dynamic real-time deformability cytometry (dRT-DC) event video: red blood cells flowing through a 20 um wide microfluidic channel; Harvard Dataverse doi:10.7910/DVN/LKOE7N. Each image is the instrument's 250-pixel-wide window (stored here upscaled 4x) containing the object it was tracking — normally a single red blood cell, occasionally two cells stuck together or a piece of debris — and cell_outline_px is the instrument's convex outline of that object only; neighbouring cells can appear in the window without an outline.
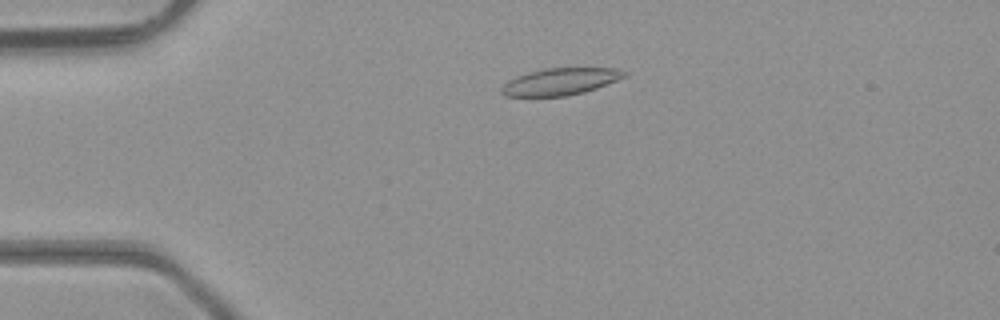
{"species": "common noctule bat (a hibernating species)", "species_latin": "Nyctalus noctula", "temperature_condition": "room temperature", "stored_images_in_passage": 40, "camera_frame_rate_fps": 3000, "um_per_image_px": 0.085, "animal": {"sex": "male", "body_mass_g": 23.1, "forearm_length_mm": 52.7}, "frame": {"image": 1, "passage_image": 3, "time_ms": 0.667, "image_size_px": [1000, 320], "cell_outline_px": [[628, 76], [596, 88], [584, 92], [568, 96], [504, 96], [500, 92], [500, 88], [508, 80], [516, 76], [528, 72], [544, 68], [616, 68], [628, 72]], "centroid_in_image_um": [47.63, 6.93], "position_along_channel_um": 37.4, "area_um2": 19.42}}
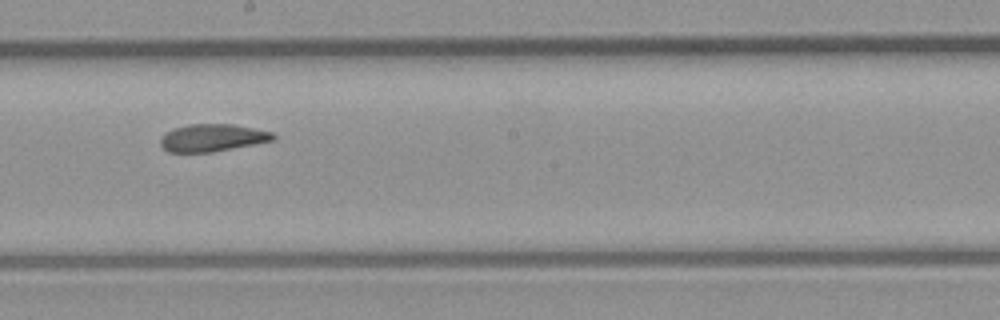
{"frame": {"image": 2, "passage_image": 19, "time_ms": 6.0, "image_size_px": [1000, 320], "cell_outline_px": [[276, 140], [212, 152], [168, 152], [160, 144], [160, 136], [164, 132], [172, 128], [188, 124], [232, 124], [272, 132], [276, 136]], "centroid_in_image_um": [18.02, 11.7], "position_along_channel_um": 230.2, "area_um2": 18.15}}
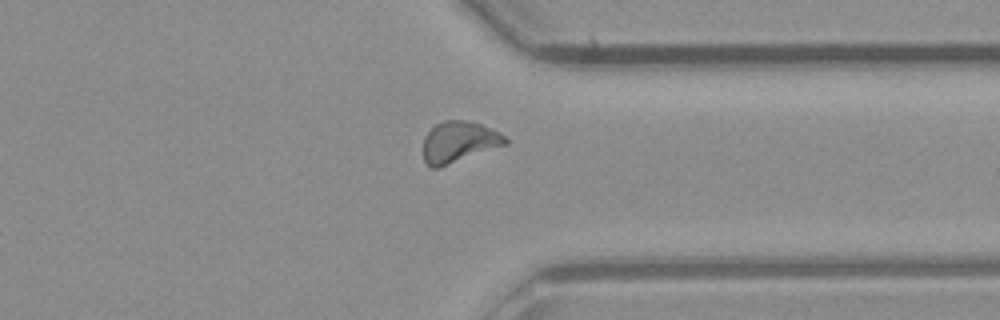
{"frame": {"image": 3, "passage_image": 29, "time_ms": 9.333, "image_size_px": [1000, 320], "cell_outline_px": [[508, 144], [436, 168], [432, 168], [424, 160], [424, 136], [436, 124], [444, 120], [468, 120], [480, 124], [500, 132], [508, 140]], "centroid_in_image_um": [39.02, 12.04], "position_along_channel_um": 372.4, "area_um2": 19.42}, "authors_computed_cell_mechanics": {"area_um2": 18.8139, "velocity_mm_per_s": 4.3257, "shape_relaxation_time_tau1_ms": 7.6569, "shape_relaxation_time_tau2_ms": 1.4654, "deformation_change_tau1": 0.1785, "deformation_change_tau2": 0.0719}}